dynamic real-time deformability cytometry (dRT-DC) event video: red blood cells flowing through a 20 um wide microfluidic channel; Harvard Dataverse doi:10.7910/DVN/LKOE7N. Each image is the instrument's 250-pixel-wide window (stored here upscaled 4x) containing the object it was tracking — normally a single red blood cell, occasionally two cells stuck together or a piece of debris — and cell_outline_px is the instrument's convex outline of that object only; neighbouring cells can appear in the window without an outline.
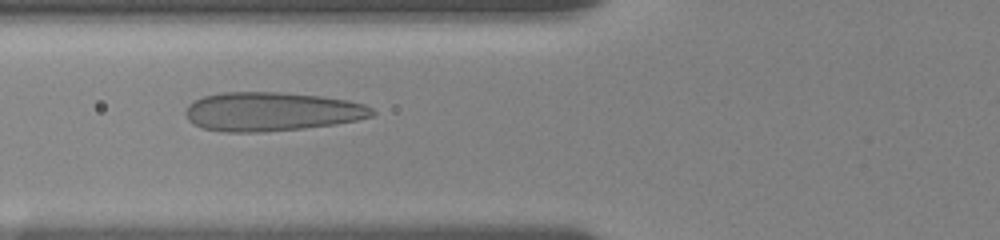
{"species": "human", "species_latin": "Homo sapiens", "temperature_condition": "room temperature", "stored_images_in_passage": 56, "camera_frame_rate_fps": 3000, "um_per_image_px": 0.085, "donor": {"sex": "female"}, "frame": {"image": 1, "passage_image": 22, "time_ms": 7.0, "image_size_px": [1000, 240], "cell_outline_px": [[376, 112], [372, 116], [356, 120], [336, 124], [304, 128], [264, 132], [224, 132], [204, 128], [192, 124], [188, 120], [184, 112], [188, 104], [204, 96], [224, 92], [280, 92], [320, 96], [348, 100], [364, 104], [372, 108]], "centroid_in_image_um": [23.07, 9.49], "position_along_channel_um": 102.7, "area_um2": 42.43}}
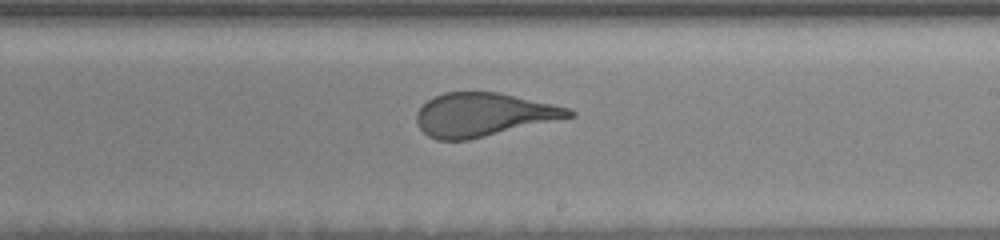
{"frame": {"image": 2, "passage_image": 34, "time_ms": 11.0, "image_size_px": [1000, 240], "cell_outline_px": [[576, 116], [468, 140], [436, 140], [428, 136], [420, 128], [416, 120], [416, 112], [428, 100], [444, 92], [496, 92], [552, 104], [568, 108], [576, 112]], "centroid_in_image_um": [41.08, 9.76], "position_along_channel_um": 247.9, "area_um2": 38.32}}
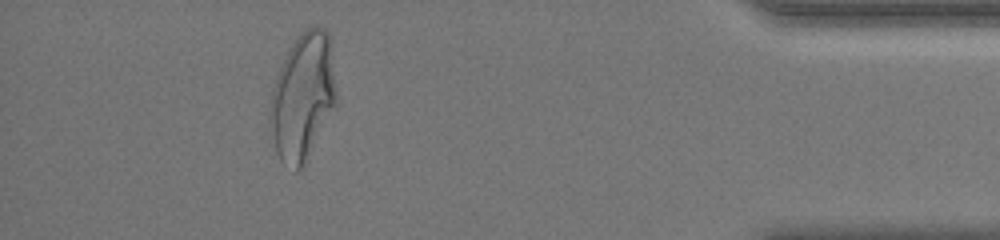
{"frame": {"image": 3, "passage_image": 51, "time_ms": 16.667, "image_size_px": [1000, 240], "cell_outline_px": [[336, 104], [308, 160], [296, 172], [280, 160], [276, 152], [268, 116], [268, 112], [272, 88], [276, 76], [288, 48], [300, 32], [316, 24], [324, 28], [328, 32], [336, 88]], "centroid_in_image_um": [25.72, 8.23], "position_along_channel_um": 409.5, "area_um2": 49.36}, "authors_computed_cell_mechanics": {"area_um2": 42.2229, "velocity_mm_per_s": 3.6275, "shape_relaxation_time_tau1_ms": 9.0919, "shape_relaxation_time_tau2_ms": null, "deformation_change_tau1": 0.2863, "deformation_change_tau2": null}}